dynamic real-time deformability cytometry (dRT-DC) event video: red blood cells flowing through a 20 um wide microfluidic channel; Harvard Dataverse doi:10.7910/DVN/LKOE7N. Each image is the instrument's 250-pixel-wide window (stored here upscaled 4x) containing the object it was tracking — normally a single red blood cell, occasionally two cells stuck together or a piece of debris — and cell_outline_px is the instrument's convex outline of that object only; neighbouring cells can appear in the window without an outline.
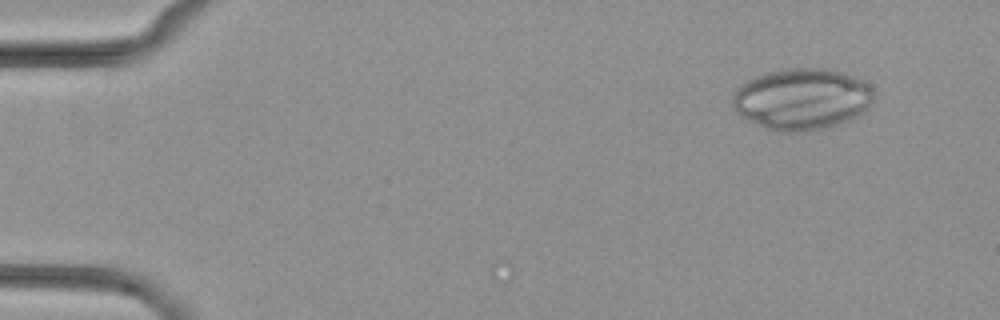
{"species": "common noctule bat (a hibernating species)", "species_latin": "Nyctalus noctula", "temperature_condition": "cold", "stored_images_in_passage": 6, "camera_frame_rate_fps": 3000, "um_per_image_px": 0.085, "animal": {"sex": "female", "body_mass_g": 29.2, "forearm_length_mm": 56.3}, "frame": {"image": 1, "passage_image": 2, "time_ms": 1.0, "image_size_px": [1000, 320], "cell_outline_px": [[876, 92], [868, 108], [856, 116], [840, 124], [828, 128], [800, 132], [776, 132], [764, 128], [736, 112], [732, 108], [732, 96], [736, 88], [744, 80], [768, 72], [784, 68], [828, 68], [864, 80]], "centroid_in_image_um": [68.15, 8.42], "position_along_channel_um": 16.9, "area_um2": 51.1}}